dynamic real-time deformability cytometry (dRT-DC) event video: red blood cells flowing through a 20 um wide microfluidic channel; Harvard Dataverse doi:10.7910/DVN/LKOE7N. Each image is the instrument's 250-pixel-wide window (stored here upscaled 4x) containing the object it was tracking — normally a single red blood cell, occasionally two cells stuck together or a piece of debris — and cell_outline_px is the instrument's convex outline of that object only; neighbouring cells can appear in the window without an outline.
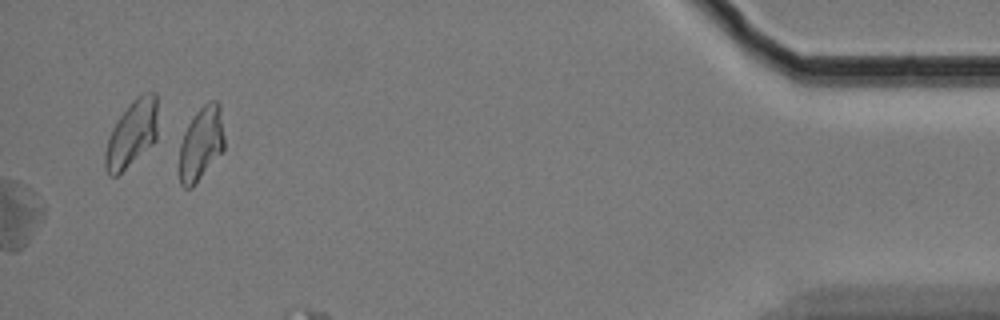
{"species": "Egyptian fruit bat (a non-hibernating species)", "species_latin": "Rousettus aegyptiacus", "temperature_condition": "cold", "stored_images_in_passage": 41, "camera_frame_rate_fps": 3000, "um_per_image_px": 0.085, "animal": {"sex": "female"}, "frame": {"image": 1, "passage_image": 41, "time_ms": 13.333, "image_size_px": [1000, 320], "cell_outline_px": [[224, 148], [192, 188], [184, 188], [180, 184], [180, 144], [184, 132], [188, 124], [196, 112], [208, 100], [216, 100], [220, 104], [224, 136]], "centroid_in_image_um": [17.09, 12.17], "position_along_channel_um": 418.1, "area_um2": 19.19}}